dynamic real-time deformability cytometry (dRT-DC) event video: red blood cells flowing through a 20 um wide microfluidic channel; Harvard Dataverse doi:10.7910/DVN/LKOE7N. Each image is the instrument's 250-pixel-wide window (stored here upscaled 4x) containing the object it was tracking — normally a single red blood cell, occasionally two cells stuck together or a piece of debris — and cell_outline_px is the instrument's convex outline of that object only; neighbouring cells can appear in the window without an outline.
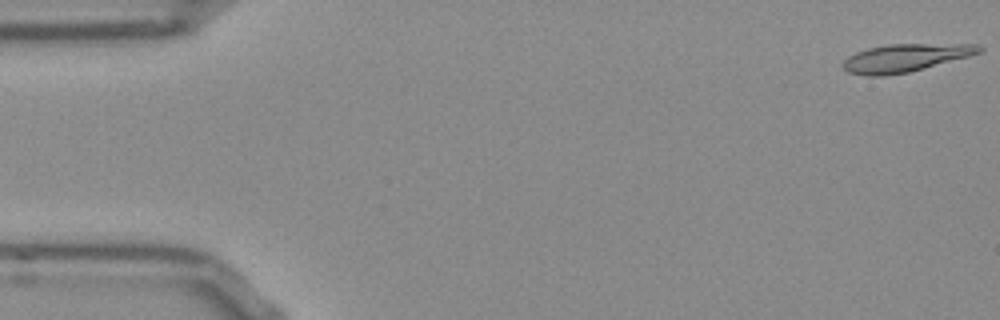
{"species": "Egyptian fruit bat (a non-hibernating species)", "species_latin": "Rousettus aegyptiacus", "temperature_condition": "room temperature", "stored_images_in_passage": 52, "camera_frame_rate_fps": 3000, "um_per_image_px": 0.085, "frame": {"image": 1, "passage_image": 1, "time_ms": 0.0, "image_size_px": [1000, 320], "cell_outline_px": [[984, 48], [980, 52], [968, 56], [924, 68], [908, 72], [884, 76], [868, 76], [848, 72], [840, 64], [848, 56], [856, 52], [868, 48], [888, 44], [980, 44]], "centroid_in_image_um": [76.92, 4.91], "position_along_channel_um": 8.1, "area_um2": 22.02}}
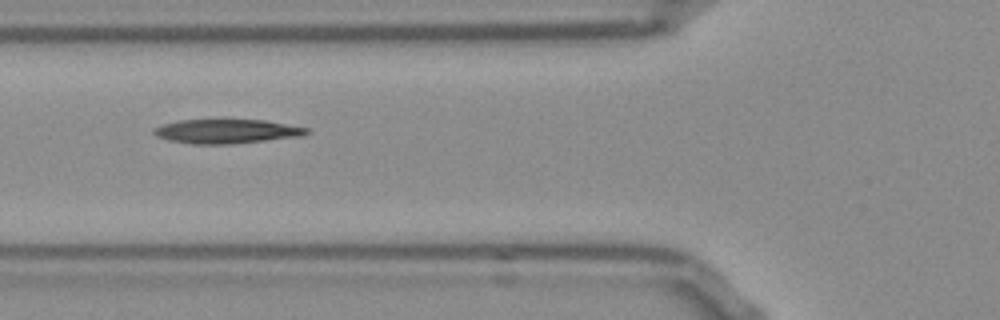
{"frame": {"image": 2, "passage_image": 19, "time_ms": 6.0, "image_size_px": [1000, 320], "cell_outline_px": [[312, 132], [300, 136], [228, 144], [192, 144], [168, 140], [156, 136], [152, 132], [152, 128], [176, 120], [264, 120], [308, 128]], "centroid_in_image_um": [19.21, 11.16], "position_along_channel_um": 106.6, "area_um2": 21.39}}
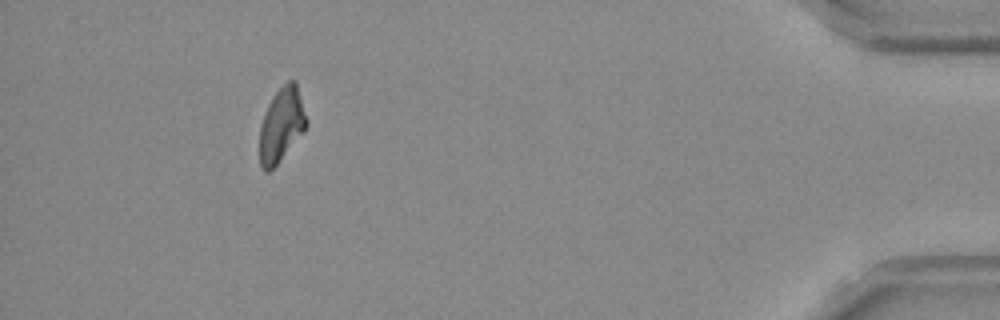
{"frame": {"image": 3, "passage_image": 48, "time_ms": 15.667, "image_size_px": [1000, 320], "cell_outline_px": [[308, 124], [304, 132], [276, 164], [268, 172], [264, 172], [260, 164], [260, 128], [264, 112], [268, 104], [276, 92], [288, 80], [296, 80], [308, 120]], "centroid_in_image_um": [23.94, 10.58], "position_along_channel_um": 411.3, "area_um2": 20.17}, "authors_computed_cell_mechanics": {"area_um2": 21.4149, "velocity_mm_per_s": 3.8284, "shape_relaxation_time_tau1_ms": null, "shape_relaxation_time_tau2_ms": 6.5079, "deformation_change_tau1": null, "deformation_change_tau2": 0.1354}}